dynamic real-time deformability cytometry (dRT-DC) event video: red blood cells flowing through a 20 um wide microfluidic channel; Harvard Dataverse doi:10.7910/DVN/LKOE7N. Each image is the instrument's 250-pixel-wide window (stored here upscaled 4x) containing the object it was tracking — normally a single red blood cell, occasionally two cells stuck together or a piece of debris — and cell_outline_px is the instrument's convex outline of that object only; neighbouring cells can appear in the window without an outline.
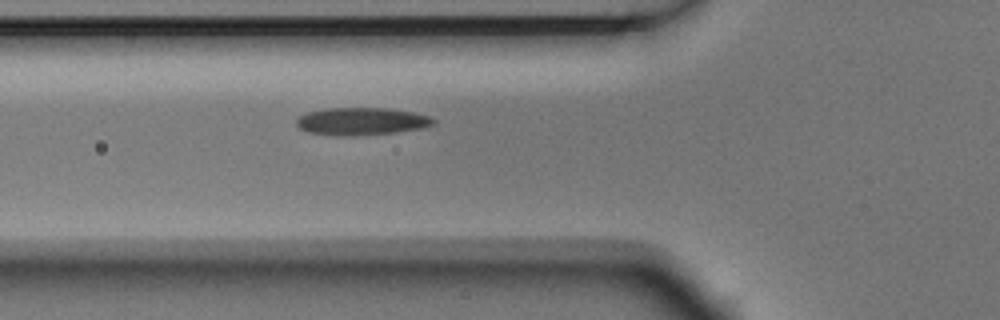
{"species": "Egyptian fruit bat (a non-hibernating species)", "species_latin": "Rousettus aegyptiacus", "temperature_condition": "room temperature", "stored_images_in_passage": 2, "camera_frame_rate_fps": 3000, "um_per_image_px": 0.085, "animal": {"sex": "male"}, "frame": {"image": 1, "passage_image": 2, "time_ms": 0.333, "image_size_px": [1000, 320], "cell_outline_px": [[436, 124], [420, 128], [396, 132], [352, 136], [336, 136], [308, 132], [300, 128], [296, 124], [296, 120], [300, 116], [308, 112], [324, 108], [388, 108], [412, 112], [428, 116], [436, 120]], "centroid_in_image_um": [30.71, 10.31], "position_along_channel_um": 95.1, "area_um2": 21.96}}